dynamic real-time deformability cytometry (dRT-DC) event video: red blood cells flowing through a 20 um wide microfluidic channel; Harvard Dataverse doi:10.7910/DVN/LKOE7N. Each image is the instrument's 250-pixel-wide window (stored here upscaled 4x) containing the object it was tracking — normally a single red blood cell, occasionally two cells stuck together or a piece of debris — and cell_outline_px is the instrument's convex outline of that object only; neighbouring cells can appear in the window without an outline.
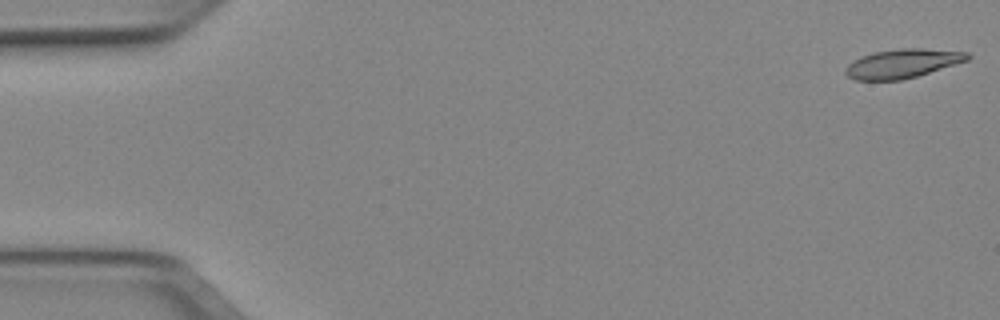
{"species": "Egyptian fruit bat (a non-hibernating species)", "species_latin": "Rousettus aegyptiacus", "temperature_condition": "cold", "stored_images_in_passage": 51, "camera_frame_rate_fps": 3000, "um_per_image_px": 0.085, "animal": {"sex": "female"}, "frame": {"image": 1, "passage_image": 1, "time_ms": 0.0, "image_size_px": [1000, 320], "cell_outline_px": [[972, 56], [968, 60], [916, 76], [900, 80], [856, 80], [848, 76], [844, 72], [844, 68], [848, 64], [872, 52], [904, 48], [924, 48], [968, 52]], "centroid_in_image_um": [76.72, 5.39], "position_along_channel_um": 8.3, "area_um2": 20.4}}
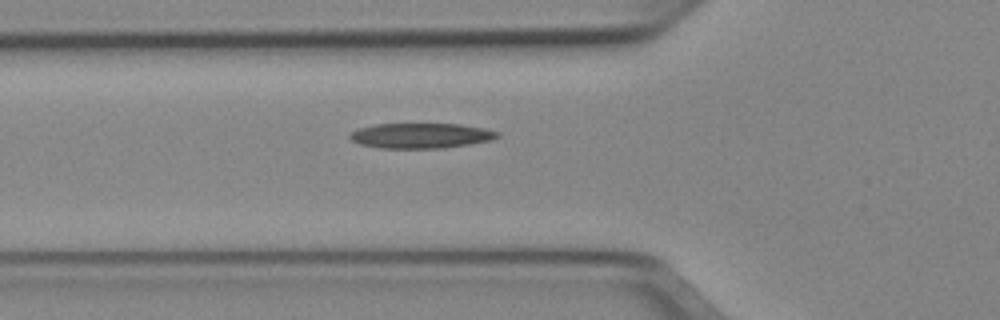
{"frame": {"image": 2, "passage_image": 18, "time_ms": 5.667, "image_size_px": [1000, 320], "cell_outline_px": [[500, 136], [492, 140], [444, 148], [380, 148], [360, 144], [352, 140], [348, 136], [356, 128], [376, 124], [460, 124], [484, 128], [500, 132]], "centroid_in_image_um": [35.78, 11.53], "position_along_channel_um": 90.0, "area_um2": 21.68}}
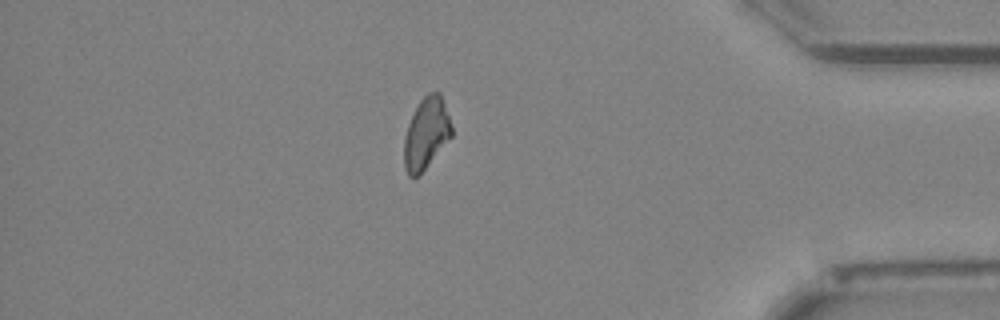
{"frame": {"image": 3, "passage_image": 44, "time_ms": 14.333, "image_size_px": [1000, 320], "cell_outline_px": [[452, 136], [420, 176], [408, 176], [404, 168], [404, 140], [408, 124], [420, 100], [428, 92], [440, 92], [452, 128]], "centroid_in_image_um": [36.22, 11.38], "position_along_channel_um": 399.0, "area_um2": 19.71}}